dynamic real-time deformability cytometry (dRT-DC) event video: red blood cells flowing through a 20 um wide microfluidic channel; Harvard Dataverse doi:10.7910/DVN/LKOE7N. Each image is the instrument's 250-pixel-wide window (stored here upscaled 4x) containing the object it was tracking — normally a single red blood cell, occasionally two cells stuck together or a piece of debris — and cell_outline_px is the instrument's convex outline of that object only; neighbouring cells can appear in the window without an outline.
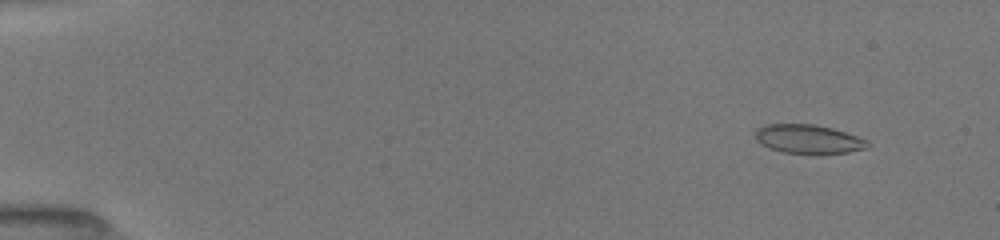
{"species": "common noctule bat (a hibernating species)", "species_latin": "Nyctalus noctula", "temperature_condition": "room temperature", "stored_images_in_passage": 20, "camera_frame_rate_fps": 3000, "um_per_image_px": 0.085, "animal": {"sex": "female", "body_mass_g": 19.5, "forearm_length_mm": 54.1}, "frame": {"image": 1, "passage_image": 6, "time_ms": 1.333, "image_size_px": [1000, 240], "cell_outline_px": [[868, 148], [848, 152], [820, 156], [808, 156], [784, 152], [768, 148], [760, 144], [756, 140], [756, 132], [764, 124], [816, 124], [832, 128], [868, 140]], "centroid_in_image_um": [68.72, 11.87], "position_along_channel_um": 16.3, "area_um2": 19.54}}
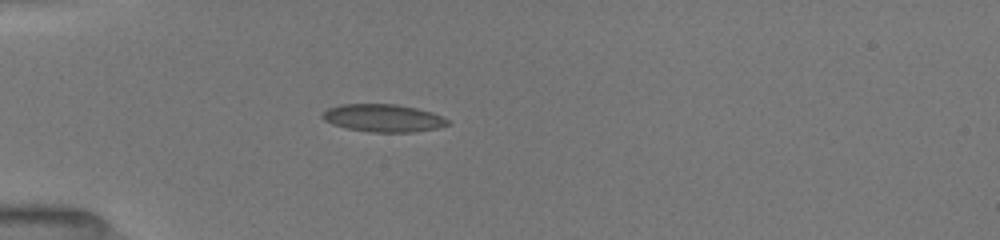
{"frame": {"image": 2, "passage_image": 20, "time_ms": 5.0, "image_size_px": [1000, 240], "cell_outline_px": [[452, 124], [436, 128], [416, 132], [372, 132], [348, 128], [332, 124], [324, 120], [320, 116], [328, 108], [340, 104], [396, 104], [416, 108], [432, 112], [444, 116]], "centroid_in_image_um": [32.6, 10.03], "position_along_channel_um": 52.4, "area_um2": 20.29}}